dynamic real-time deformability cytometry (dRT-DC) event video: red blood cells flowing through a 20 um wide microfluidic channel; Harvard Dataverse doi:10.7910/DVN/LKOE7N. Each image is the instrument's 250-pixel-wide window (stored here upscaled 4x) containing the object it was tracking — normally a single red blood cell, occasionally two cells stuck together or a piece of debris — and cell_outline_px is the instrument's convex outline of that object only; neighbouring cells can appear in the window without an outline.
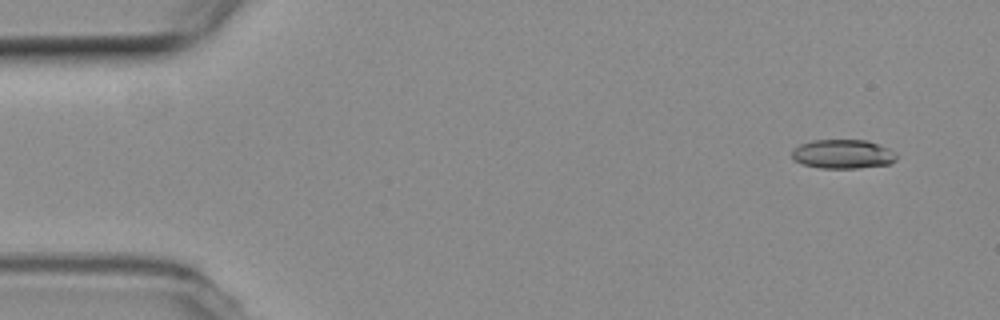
{"species": "common noctule bat (a hibernating species)", "species_latin": "Nyctalus noctula", "temperature_condition": "room temperature", "stored_images_in_passage": 55, "camera_frame_rate_fps": 3000, "um_per_image_px": 0.085, "animal": {"sex": "female", "body_mass_g": 19.3, "forearm_length_mm": 54.1}, "frame": {"image": 1, "passage_image": 4, "time_ms": 1.0, "image_size_px": [1000, 320], "cell_outline_px": [[900, 156], [896, 160], [888, 164], [856, 168], [820, 168], [804, 164], [796, 160], [792, 156], [792, 148], [800, 144], [812, 140], [868, 140], [880, 144], [896, 152]], "centroid_in_image_um": [71.68, 13.08], "position_along_channel_um": 13.3, "area_um2": 17.86}}
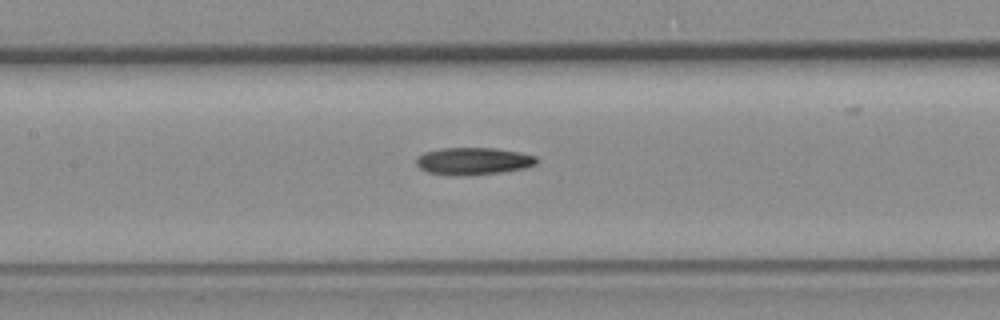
{"frame": {"image": 2, "passage_image": 25, "time_ms": 8.0, "image_size_px": [1000, 320], "cell_outline_px": [[536, 164], [524, 168], [504, 172], [460, 176], [428, 172], [420, 168], [416, 164], [416, 156], [424, 152], [440, 148], [496, 148], [520, 152], [536, 156]], "centroid_in_image_um": [40.21, 13.69], "position_along_channel_um": 167.2, "area_um2": 19.19}}
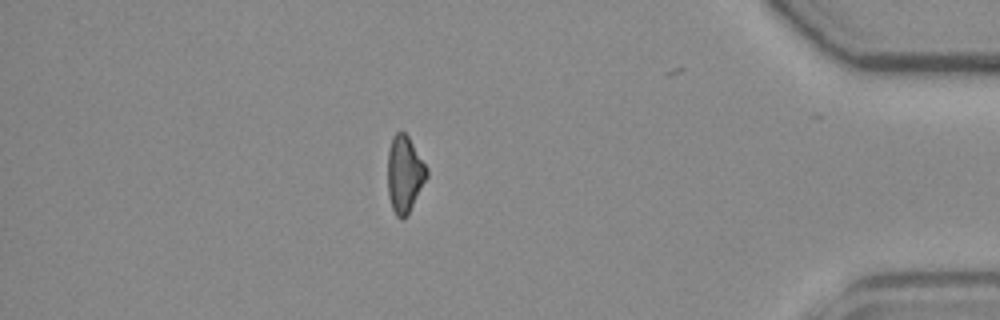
{"frame": {"image": 3, "passage_image": 47, "time_ms": 15.333, "image_size_px": [1000, 320], "cell_outline_px": [[428, 176], [408, 216], [400, 220], [396, 216], [392, 208], [388, 196], [388, 152], [392, 136], [396, 132], [404, 132], [408, 136], [428, 168]], "centroid_in_image_um": [34.39, 14.83], "position_along_channel_um": 400.8, "area_um2": 17.69}}